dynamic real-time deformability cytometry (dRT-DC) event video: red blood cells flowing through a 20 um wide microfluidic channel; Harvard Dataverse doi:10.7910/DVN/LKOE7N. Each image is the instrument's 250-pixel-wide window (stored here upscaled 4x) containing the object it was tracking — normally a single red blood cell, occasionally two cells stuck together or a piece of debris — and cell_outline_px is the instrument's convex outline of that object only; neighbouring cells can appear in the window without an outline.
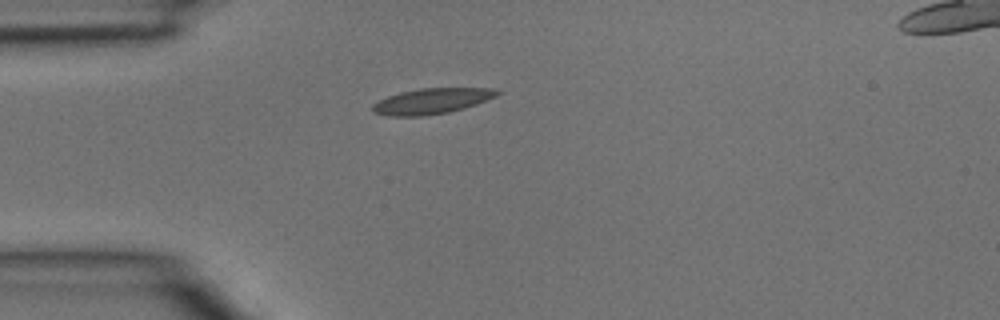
{"species": "common noctule bat (a hibernating species)", "species_latin": "Nyctalus noctula", "temperature_condition": "room temperature", "stored_images_in_passage": 1, "camera_frame_rate_fps": 3000, "um_per_image_px": 0.085, "animal": {"sex": "male", "body_mass_g": 15.6}, "frame": {"image": 1, "passage_image": 1, "time_ms": 0.0, "image_size_px": [1000, 320], "cell_outline_px": [[500, 92], [496, 96], [476, 104], [464, 108], [448, 112], [420, 116], [388, 116], [372, 112], [372, 104], [388, 96], [400, 92], [420, 88], [492, 88]], "centroid_in_image_um": [36.66, 8.59], "position_along_channel_um": 48.3, "area_um2": 18.44}}